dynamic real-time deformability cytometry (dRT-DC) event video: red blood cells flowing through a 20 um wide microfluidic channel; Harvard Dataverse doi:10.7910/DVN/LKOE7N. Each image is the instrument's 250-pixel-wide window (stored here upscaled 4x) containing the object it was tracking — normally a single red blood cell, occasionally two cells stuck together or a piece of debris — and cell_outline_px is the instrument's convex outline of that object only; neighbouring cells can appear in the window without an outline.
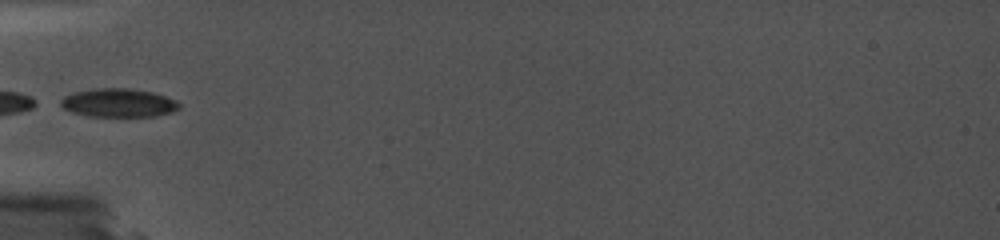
{"species": "common noctule bat (a hibernating species)", "species_latin": "Nyctalus noctula", "temperature_condition": "cold", "stored_images_in_passage": 35, "camera_frame_rate_fps": 5000, "um_per_image_px": 0.085, "animal": {"sex": "female", "body_mass_g": 19.0, "forearm_length_mm": 56.7}, "frame": {"image": 1, "passage_image": 1, "time_ms": 0.0, "image_size_px": [1000, 240], "cell_outline_px": [[180, 108], [172, 112], [156, 116], [88, 116], [72, 112], [64, 108], [60, 104], [60, 100], [64, 96], [72, 92], [96, 88], [132, 88], [152, 92], [176, 100], [180, 104]], "centroid_in_image_um": [10.07, 8.73], "position_along_channel_um": 74.9, "area_um2": 19.77}}